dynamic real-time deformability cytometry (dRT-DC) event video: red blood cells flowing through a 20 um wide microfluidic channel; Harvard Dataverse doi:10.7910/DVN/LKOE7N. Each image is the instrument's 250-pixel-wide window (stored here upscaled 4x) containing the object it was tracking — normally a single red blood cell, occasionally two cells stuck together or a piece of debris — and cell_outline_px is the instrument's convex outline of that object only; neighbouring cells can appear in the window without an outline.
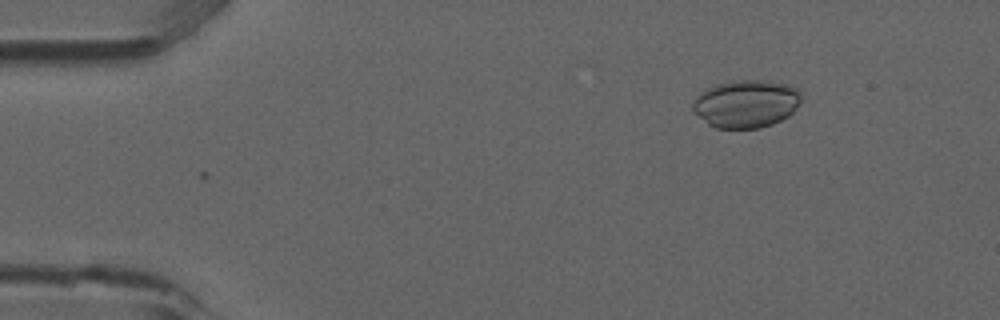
{"species": "common noctule bat (a hibernating species)", "species_latin": "Nyctalus noctula", "temperature_condition": "room temperature", "stored_images_in_passage": 5, "camera_frame_rate_fps": 3000, "um_per_image_px": 0.085, "animal": {"sex": "male", "forearm_length_mm": 52.5}, "frame": {"image": 1, "passage_image": 5, "time_ms": 1.333, "image_size_px": [1000, 320], "cell_outline_px": [[804, 100], [788, 116], [772, 124], [760, 128], [716, 128], [708, 124], [692, 112], [692, 104], [696, 96], [700, 92], [716, 84], [740, 80], [764, 80], [788, 84], [796, 88], [800, 92]], "centroid_in_image_um": [63.43, 8.82], "position_along_channel_um": 21.6, "area_um2": 30.46}}